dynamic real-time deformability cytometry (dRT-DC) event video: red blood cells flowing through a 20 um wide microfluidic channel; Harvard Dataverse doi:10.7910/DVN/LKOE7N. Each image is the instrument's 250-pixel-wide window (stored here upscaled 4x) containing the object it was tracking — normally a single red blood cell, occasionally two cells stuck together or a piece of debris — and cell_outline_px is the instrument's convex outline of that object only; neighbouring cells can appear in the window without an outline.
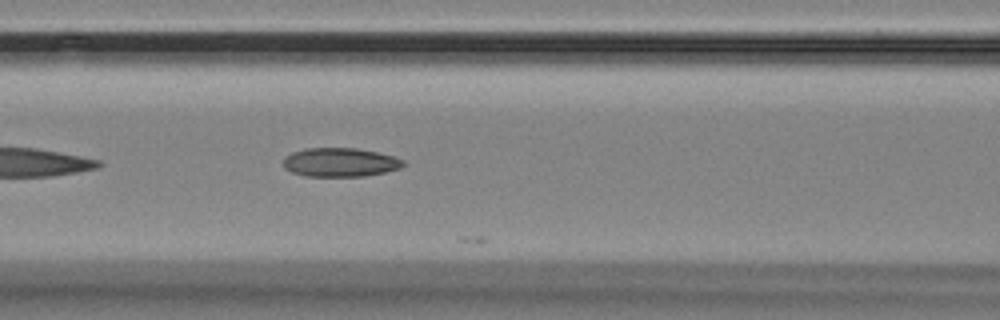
{"species": "Egyptian fruit bat (a non-hibernating species)", "species_latin": "Rousettus aegyptiacus", "temperature_condition": "room temperature", "stored_images_in_passage": 7, "camera_frame_rate_fps": 3000, "um_per_image_px": 0.085, "animal": {"sex": "female"}, "frame": {"image": 1, "passage_image": 7, "time_ms": 8.333, "image_size_px": [1000, 320], "cell_outline_px": [[404, 164], [400, 168], [384, 172], [364, 176], [304, 176], [292, 172], [284, 168], [284, 160], [292, 152], [304, 148], [356, 148], [376, 152], [392, 156], [404, 160]], "centroid_in_image_um": [28.9, 13.79], "position_along_channel_um": 137.7, "area_um2": 20.0}}